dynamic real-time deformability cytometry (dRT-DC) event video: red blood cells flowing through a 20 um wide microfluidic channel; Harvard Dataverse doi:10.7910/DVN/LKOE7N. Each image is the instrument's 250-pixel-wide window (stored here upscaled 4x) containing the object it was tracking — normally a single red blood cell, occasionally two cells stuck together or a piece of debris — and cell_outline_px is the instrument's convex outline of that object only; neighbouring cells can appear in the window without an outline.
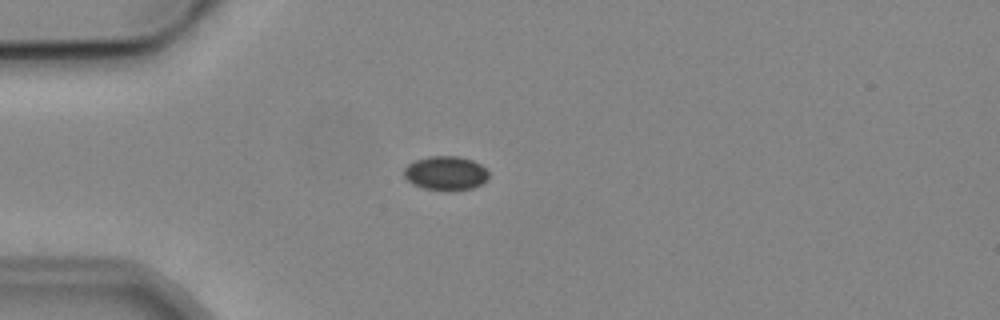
{"species": "common noctule bat (a hibernating species)", "species_latin": "Nyctalus noctula", "temperature_condition": "cold", "stored_images_in_passage": 3, "camera_frame_rate_fps": 3000, "um_per_image_px": 0.085, "animal": {"sex": "male", "body_mass_g": 19.2, "forearm_length_mm": 51.8}, "frame": {"image": 1, "passage_image": 3, "time_ms": 3.333, "image_size_px": [1000, 320], "cell_outline_px": [[488, 180], [472, 188], [452, 192], [424, 188], [412, 184], [404, 176], [404, 168], [408, 164], [416, 160], [428, 156], [456, 156], [472, 160], [480, 164], [488, 172]], "centroid_in_image_um": [37.88, 14.73], "position_along_channel_um": 47.1, "area_um2": 16.94}}